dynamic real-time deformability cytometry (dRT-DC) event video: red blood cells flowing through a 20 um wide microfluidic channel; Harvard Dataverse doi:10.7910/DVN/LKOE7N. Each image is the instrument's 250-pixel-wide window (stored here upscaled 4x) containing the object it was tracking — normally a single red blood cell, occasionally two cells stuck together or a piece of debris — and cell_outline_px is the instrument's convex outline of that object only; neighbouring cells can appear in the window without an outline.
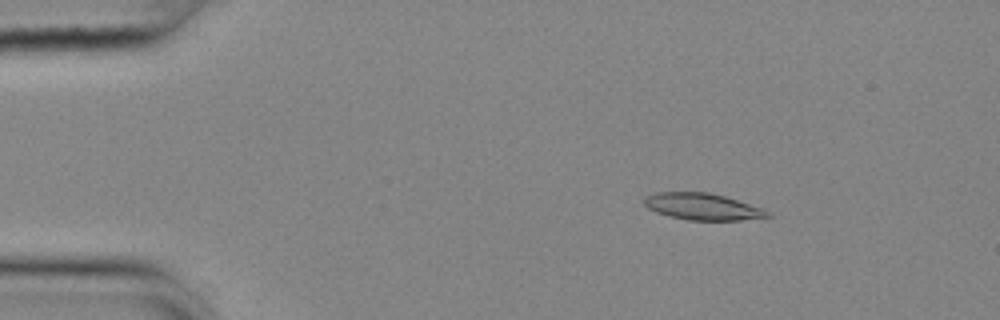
{"species": "common noctule bat (a hibernating species)", "species_latin": "Nyctalus noctula", "temperature_condition": "cold", "stored_images_in_passage": 55, "camera_frame_rate_fps": 3000, "um_per_image_px": 0.085, "animal": {"sex": "female", "body_mass_g": 25.1}, "frame": {"image": 1, "passage_image": 9, "time_ms": 2.667, "image_size_px": [1000, 320], "cell_outline_px": [[772, 216], [740, 220], [688, 220], [668, 216], [656, 212], [648, 208], [644, 204], [644, 196], [656, 192], [708, 192], [724, 196], [764, 208]], "centroid_in_image_um": [59.69, 17.56], "position_along_channel_um": 25.3, "area_um2": 19.19}}
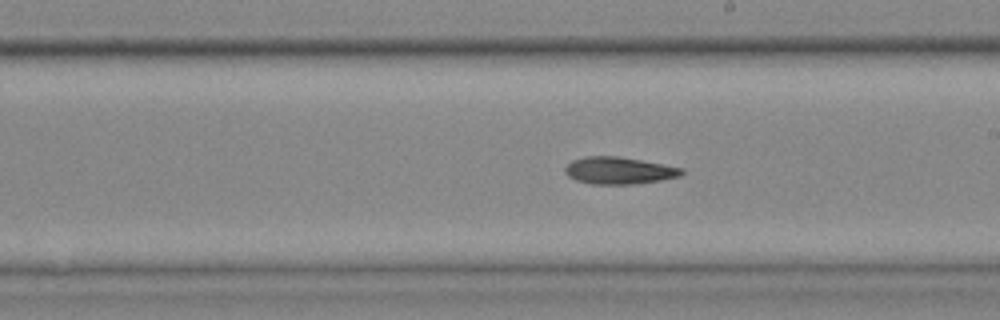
{"frame": {"image": 2, "passage_image": 32, "time_ms": 10.333, "image_size_px": [1000, 320], "cell_outline_px": [[684, 172], [680, 176], [660, 180], [632, 184], [592, 184], [576, 180], [568, 176], [564, 172], [564, 168], [572, 160], [584, 156], [616, 156], [640, 160], [684, 168]], "centroid_in_image_um": [52.59, 14.49], "position_along_channel_um": 236.4, "area_um2": 18.32}}
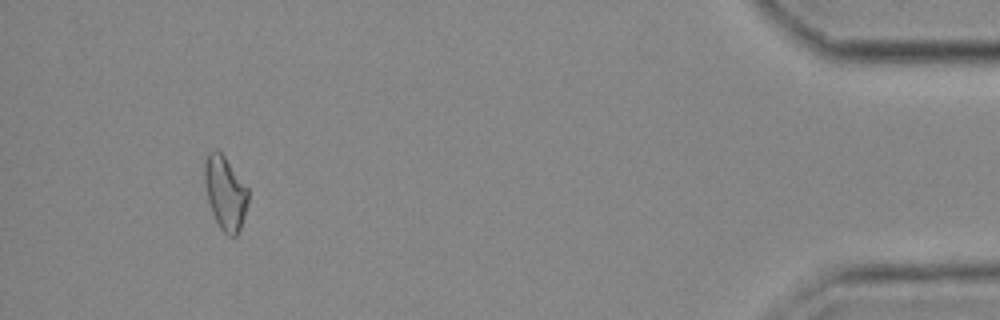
{"frame": {"image": 3, "passage_image": 52, "time_ms": 17.0, "image_size_px": [1000, 320], "cell_outline_px": [[248, 204], [240, 228], [236, 236], [228, 236], [220, 228], [212, 212], [208, 200], [204, 180], [204, 164], [208, 152], [216, 148], [224, 156], [248, 188]], "centroid_in_image_um": [19.14, 16.38], "position_along_channel_um": 416.1, "area_um2": 18.55}, "authors_computed_cell_mechanics": {"area_um2": 18.5538, "velocity_mm_per_s": 3.6783, "shape_relaxation_time_tau1_ms": null, "shape_relaxation_time_tau2_ms": 10.1865, "deformation_change_tau1": null, "deformation_change_tau2": 0.1762}}